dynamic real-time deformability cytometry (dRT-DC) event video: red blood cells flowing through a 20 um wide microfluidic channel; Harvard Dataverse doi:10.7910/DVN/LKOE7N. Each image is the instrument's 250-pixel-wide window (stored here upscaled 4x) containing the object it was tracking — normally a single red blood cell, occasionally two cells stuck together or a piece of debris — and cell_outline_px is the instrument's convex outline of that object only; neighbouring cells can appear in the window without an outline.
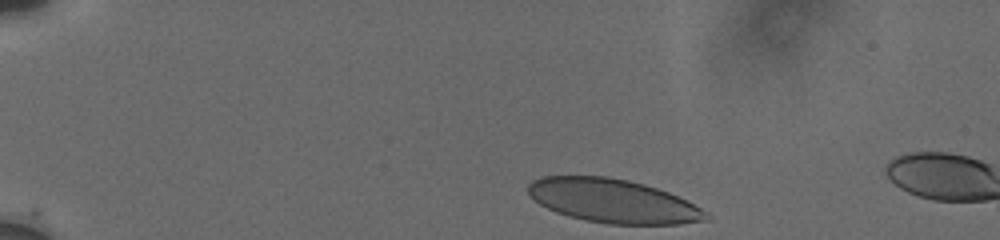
{"species": "human", "species_latin": "Homo sapiens", "temperature_condition": "cold", "stored_images_in_passage": 11, "camera_frame_rate_fps": 3000, "um_per_image_px": 0.085, "donor": {"sex": "male"}, "frame": {"image": 1, "passage_image": 1, "time_ms": 0.0, "image_size_px": [1000, 240], "cell_outline_px": [[708, 220], [680, 224], [608, 224], [568, 216], [556, 212], [540, 204], [528, 192], [528, 184], [532, 180], [544, 176], [608, 176], [628, 180], [644, 184], [668, 192], [708, 212]], "centroid_in_image_um": [52.09, 17.07], "position_along_channel_um": 32.9, "area_um2": 44.97}}